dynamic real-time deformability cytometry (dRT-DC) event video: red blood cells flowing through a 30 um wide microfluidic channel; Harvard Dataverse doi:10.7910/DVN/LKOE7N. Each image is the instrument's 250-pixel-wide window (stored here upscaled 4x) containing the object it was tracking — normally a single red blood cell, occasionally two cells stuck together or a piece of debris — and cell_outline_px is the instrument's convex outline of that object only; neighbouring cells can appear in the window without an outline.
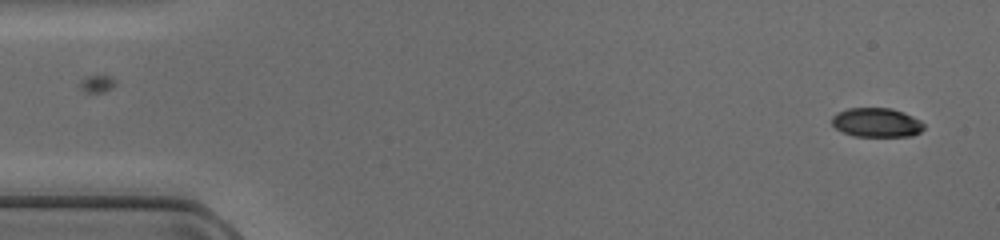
{"species": "common noctule bat (a hibernating species)", "species_latin": "Nyctalus noctula", "temperature_condition": "cold", "stored_images_in_passage": 47, "camera_frame_rate_fps": 3000, "um_per_image_px": 0.085, "animal": {"sex": "female", "body_mass_g": 17.0, "forearm_length_mm": 48.0}, "frame": {"image": 1, "passage_image": 2, "time_ms": 0.333, "image_size_px": [1000, 240], "cell_outline_px": [[924, 128], [920, 132], [912, 136], [856, 136], [844, 132], [836, 128], [832, 124], [832, 116], [836, 112], [848, 108], [892, 108], [904, 112], [920, 120], [924, 124]], "centroid_in_image_um": [74.52, 10.4], "position_along_channel_um": 10.5, "area_um2": 15.66}}
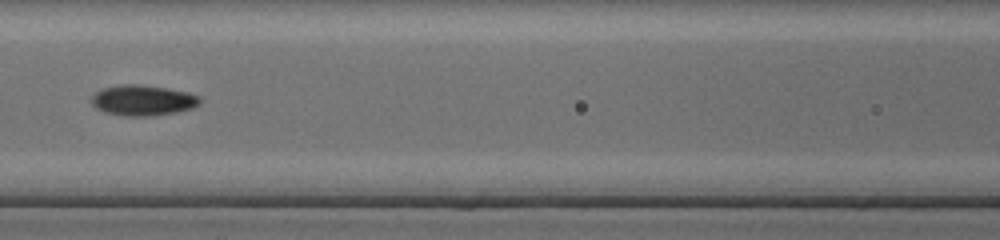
{"frame": {"image": 2, "passage_image": 21, "time_ms": 6.667, "image_size_px": [1000, 240], "cell_outline_px": [[200, 104], [192, 108], [176, 112], [156, 116], [128, 116], [104, 112], [96, 108], [92, 104], [92, 96], [96, 92], [104, 88], [124, 84], [140, 84], [188, 92], [200, 96]], "centroid_in_image_um": [12.16, 8.53], "position_along_channel_um": 154.4, "area_um2": 19.25}}
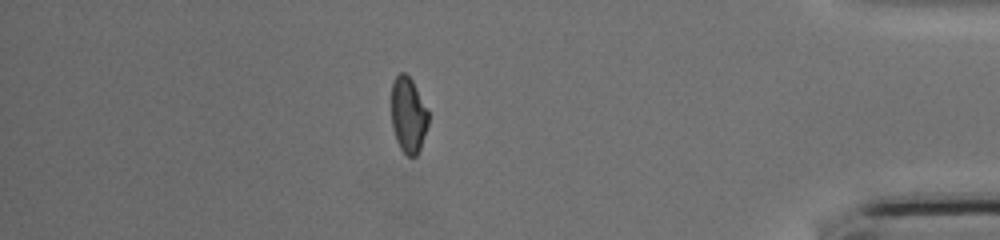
{"frame": {"image": 3, "passage_image": 41, "time_ms": 13.333, "image_size_px": [1000, 240], "cell_outline_px": [[428, 124], [420, 148], [416, 156], [408, 156], [400, 148], [396, 140], [392, 128], [392, 84], [396, 76], [400, 72], [404, 72], [412, 80], [428, 112]], "centroid_in_image_um": [34.69, 9.78], "position_along_channel_um": 400.5, "area_um2": 16.07}}